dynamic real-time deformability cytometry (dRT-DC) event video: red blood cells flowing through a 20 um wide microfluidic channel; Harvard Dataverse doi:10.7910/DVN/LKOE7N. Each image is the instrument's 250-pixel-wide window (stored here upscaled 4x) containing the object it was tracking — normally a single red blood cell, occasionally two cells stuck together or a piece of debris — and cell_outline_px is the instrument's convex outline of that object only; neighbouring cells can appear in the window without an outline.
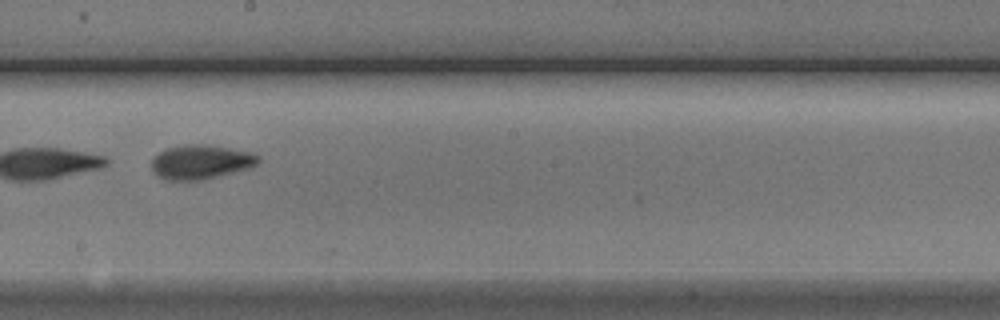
{"species": "Egyptian fruit bat (a non-hibernating species)", "species_latin": "Rousettus aegyptiacus", "temperature_condition": "cold", "stored_images_in_passage": 12, "camera_frame_rate_fps": 3000, "um_per_image_px": 0.085, "animal": {"sex": "male"}, "frame": {"image": 1, "passage_image": 7, "time_ms": 8.0, "image_size_px": [1000, 320], "cell_outline_px": [[260, 160], [256, 164], [248, 168], [204, 180], [164, 180], [152, 168], [152, 160], [160, 152], [168, 148], [188, 144], [208, 144], [248, 152], [260, 156]], "centroid_in_image_um": [17.08, 13.77], "position_along_channel_um": 231.1, "area_um2": 20.98}}
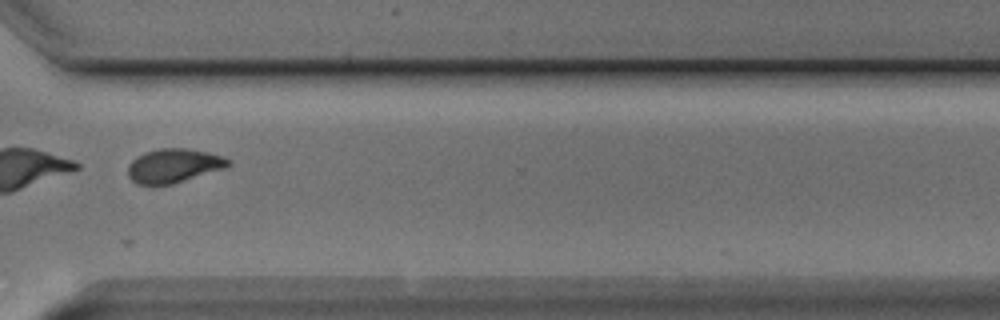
{"frame": {"image": 2, "passage_image": 10, "time_ms": 11.333, "image_size_px": [1000, 320], "cell_outline_px": [[232, 164], [228, 168], [172, 184], [136, 184], [128, 176], [128, 164], [136, 156], [144, 152], [160, 148], [184, 148], [208, 152], [224, 156], [232, 160]], "centroid_in_image_um": [14.81, 14.07], "position_along_channel_um": 355.8, "area_um2": 20.17}}